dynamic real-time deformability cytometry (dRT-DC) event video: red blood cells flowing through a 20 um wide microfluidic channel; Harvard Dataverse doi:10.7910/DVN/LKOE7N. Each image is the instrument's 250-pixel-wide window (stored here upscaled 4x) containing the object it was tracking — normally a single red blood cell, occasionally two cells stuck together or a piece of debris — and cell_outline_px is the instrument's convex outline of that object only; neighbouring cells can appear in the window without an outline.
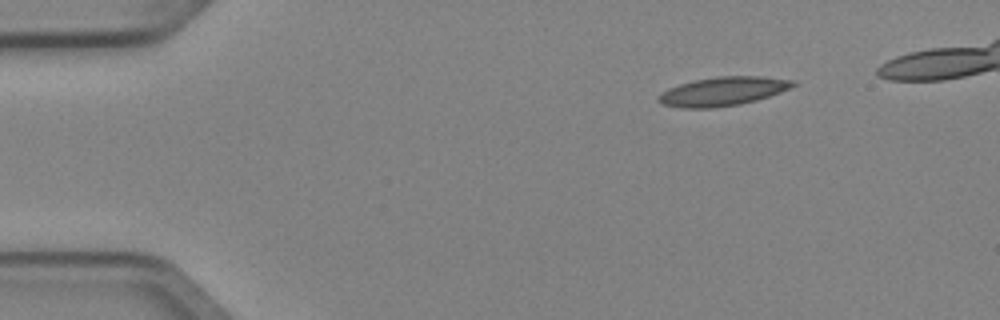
{"species": "Egyptian fruit bat (a non-hibernating species)", "species_latin": "Rousettus aegyptiacus", "temperature_condition": "cold", "stored_images_in_passage": 4, "camera_frame_rate_fps": 3000, "um_per_image_px": 0.085, "animal": {"sex": "female"}, "frame": {"image": 1, "passage_image": 1, "time_ms": 0.0, "image_size_px": [1000, 320], "cell_outline_px": [[796, 84], [780, 92], [756, 100], [740, 104], [712, 108], [684, 108], [664, 104], [656, 100], [656, 96], [660, 92], [668, 88], [680, 84], [696, 80], [716, 76], [760, 76], [796, 80]], "centroid_in_image_um": [61.41, 7.76], "position_along_channel_um": 23.6, "area_um2": 22.54}}